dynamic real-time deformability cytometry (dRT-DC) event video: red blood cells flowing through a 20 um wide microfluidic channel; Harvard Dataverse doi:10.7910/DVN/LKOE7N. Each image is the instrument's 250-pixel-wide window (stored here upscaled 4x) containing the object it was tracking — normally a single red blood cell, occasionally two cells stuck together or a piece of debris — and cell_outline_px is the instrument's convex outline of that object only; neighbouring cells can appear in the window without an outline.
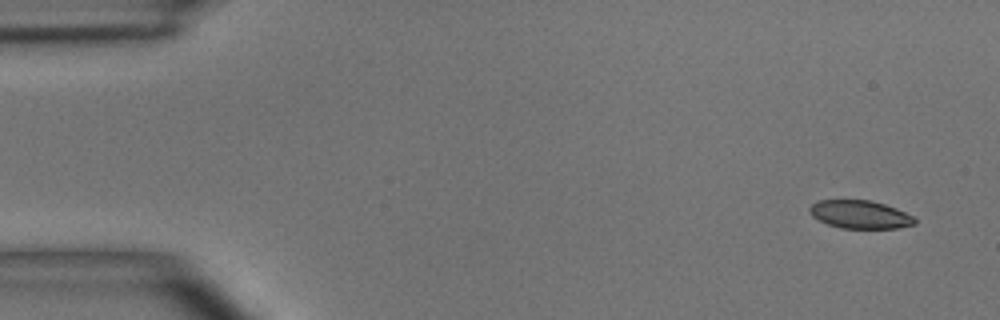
{"species": "common noctule bat (a hibernating species)", "species_latin": "Nyctalus noctula", "temperature_condition": "room temperature", "stored_images_in_passage": 4, "camera_frame_rate_fps": 3000, "um_per_image_px": 0.085, "animal": {"sex": "male", "body_mass_g": 15.6}, "frame": {"image": 1, "passage_image": 1, "time_ms": 0.0, "image_size_px": [1000, 320], "cell_outline_px": [[916, 224], [896, 228], [840, 228], [828, 224], [812, 216], [808, 212], [808, 208], [812, 204], [820, 200], [872, 200], [896, 208], [912, 216], [916, 220]], "centroid_in_image_um": [73.08, 18.22], "position_along_channel_um": 11.9, "area_um2": 17.17}}